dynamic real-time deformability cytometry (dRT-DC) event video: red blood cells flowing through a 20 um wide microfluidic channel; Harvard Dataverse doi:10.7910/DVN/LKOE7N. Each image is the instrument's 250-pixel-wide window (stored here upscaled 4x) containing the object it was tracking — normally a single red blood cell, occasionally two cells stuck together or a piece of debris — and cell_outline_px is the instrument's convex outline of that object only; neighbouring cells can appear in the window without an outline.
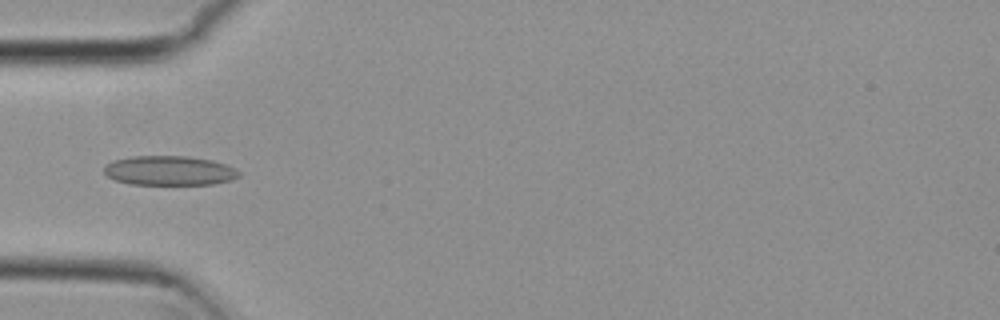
{"species": "common noctule bat (a hibernating species)", "species_latin": "Nyctalus noctula", "temperature_condition": "cold", "stored_images_in_passage": 5, "camera_frame_rate_fps": 3000, "um_per_image_px": 0.085, "animal": {"sex": "female", "body_mass_g": 29.2, "forearm_length_mm": 56.3}, "frame": {"image": 1, "passage_image": 5, "time_ms": 1.333, "image_size_px": [1000, 320], "cell_outline_px": [[240, 176], [232, 180], [212, 184], [132, 184], [116, 180], [108, 176], [104, 172], [104, 168], [112, 160], [132, 156], [188, 156], [212, 160], [224, 164], [240, 172]], "centroid_in_image_um": [14.4, 14.5], "position_along_channel_um": 70.6, "area_um2": 23.0}}